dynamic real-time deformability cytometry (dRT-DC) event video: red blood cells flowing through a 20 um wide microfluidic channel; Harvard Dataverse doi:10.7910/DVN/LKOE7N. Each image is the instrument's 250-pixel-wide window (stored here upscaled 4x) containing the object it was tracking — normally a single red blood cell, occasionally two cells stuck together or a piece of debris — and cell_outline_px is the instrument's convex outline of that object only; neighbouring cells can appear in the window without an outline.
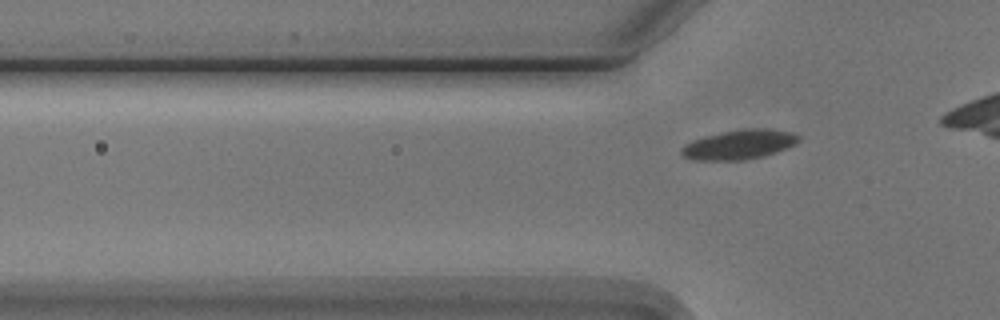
{"species": "Egyptian fruit bat (a non-hibernating species)", "species_latin": "Rousettus aegyptiacus", "temperature_condition": "cold", "stored_images_in_passage": 3, "camera_frame_rate_fps": 3000, "um_per_image_px": 0.085, "animal": {"sex": "male"}, "frame": {"image": 1, "passage_image": 3, "time_ms": 2.333, "image_size_px": [1000, 320], "cell_outline_px": [[800, 140], [796, 144], [788, 148], [776, 152], [760, 156], [740, 160], [696, 160], [684, 156], [680, 152], [680, 148], [684, 144], [692, 140], [704, 136], [720, 132], [752, 128], [768, 128], [792, 132], [800, 136]], "centroid_in_image_um": [62.84, 12.27], "position_along_channel_um": 63.0, "area_um2": 20.17}}